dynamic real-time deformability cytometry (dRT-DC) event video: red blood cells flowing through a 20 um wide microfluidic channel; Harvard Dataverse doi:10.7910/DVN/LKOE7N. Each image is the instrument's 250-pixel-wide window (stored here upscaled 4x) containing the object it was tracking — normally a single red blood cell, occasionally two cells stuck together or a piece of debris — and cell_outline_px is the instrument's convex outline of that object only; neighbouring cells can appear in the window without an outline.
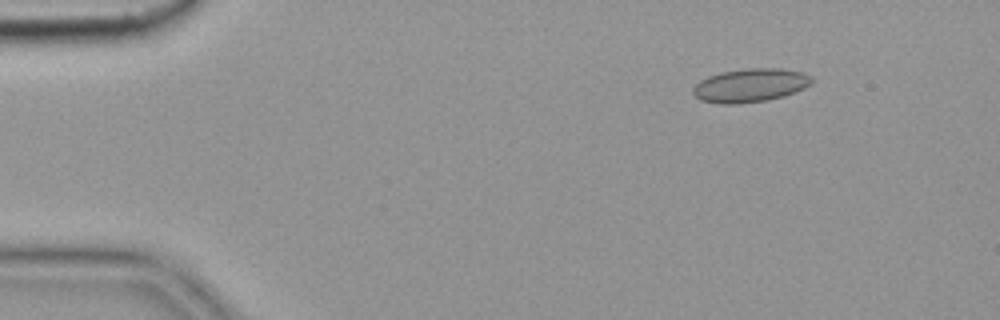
{"species": "common noctule bat (a hibernating species)", "species_latin": "Nyctalus noctula", "temperature_condition": "cold", "stored_images_in_passage": 6, "camera_frame_rate_fps": 3000, "um_per_image_px": 0.085, "animal": {"sex": "female", "body_mass_g": 19.9}, "frame": {"image": 1, "passage_image": 2, "time_ms": 0.333, "image_size_px": [1000, 320], "cell_outline_px": [[812, 84], [796, 92], [784, 96], [768, 100], [736, 104], [720, 104], [700, 100], [692, 92], [692, 88], [700, 80], [708, 76], [720, 72], [748, 68], [780, 68], [804, 72], [812, 76]], "centroid_in_image_um": [63.79, 7.25], "position_along_channel_um": 21.2, "area_um2": 23.47}}